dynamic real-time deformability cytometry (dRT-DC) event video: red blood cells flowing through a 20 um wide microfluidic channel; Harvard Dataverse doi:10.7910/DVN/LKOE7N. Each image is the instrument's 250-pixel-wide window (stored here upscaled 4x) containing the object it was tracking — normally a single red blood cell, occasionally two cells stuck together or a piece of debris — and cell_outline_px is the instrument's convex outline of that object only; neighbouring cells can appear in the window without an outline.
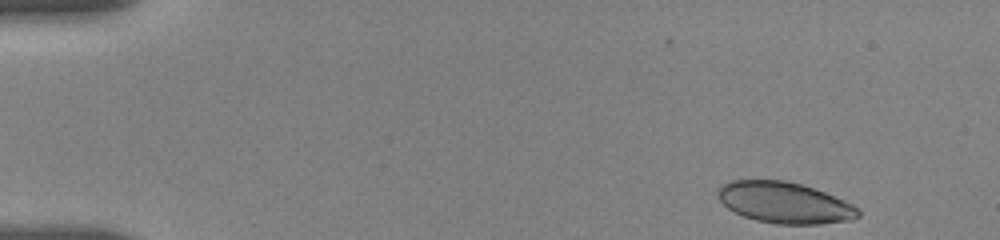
{"species": "human", "species_latin": "Homo sapiens", "temperature_condition": "room temperature", "stored_images_in_passage": 14, "camera_frame_rate_fps": 3000, "um_per_image_px": 0.085, "donor": {"sex": "female"}, "frame": {"image": 1, "passage_image": 1, "time_ms": 0.0, "image_size_px": [1000, 240], "cell_outline_px": [[860, 216], [852, 220], [820, 224], [776, 224], [756, 220], [744, 216], [728, 208], [720, 200], [716, 192], [720, 184], [732, 180], [784, 180], [800, 184], [824, 192], [844, 200], [860, 208]], "centroid_in_image_um": [66.69, 17.23], "position_along_channel_um": 18.3, "area_um2": 33.7}}
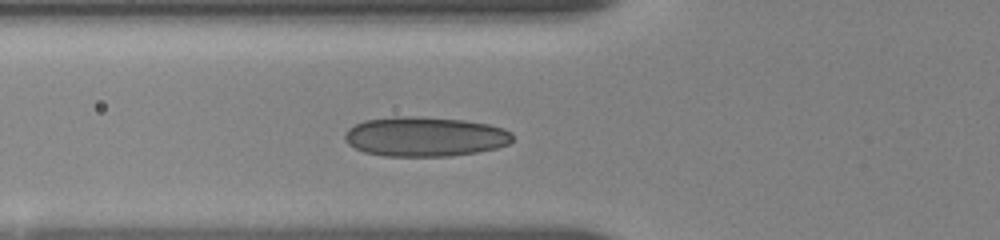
{"frame": {"image": 2, "passage_image": 12, "time_ms": 5.0, "image_size_px": [1000, 240], "cell_outline_px": [[512, 140], [508, 144], [496, 148], [476, 152], [452, 156], [384, 156], [364, 152], [348, 144], [344, 140], [344, 136], [348, 128], [364, 120], [392, 116], [420, 116], [464, 120], [488, 124], [504, 128], [512, 132]], "centroid_in_image_um": [36.1, 11.6], "position_along_channel_um": 89.7, "area_um2": 39.02}}
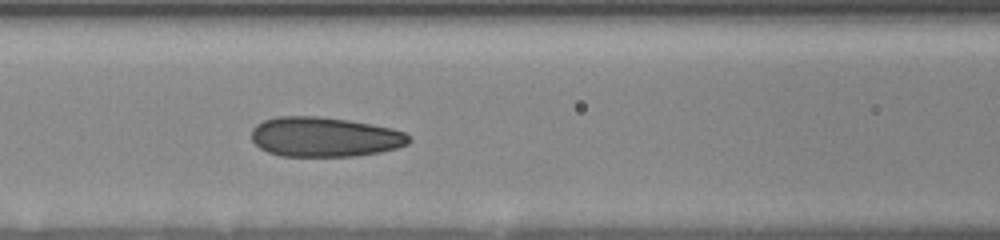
{"frame": {"image": 3, "passage_image": 14, "time_ms": 6.333, "image_size_px": [1000, 240], "cell_outline_px": [[412, 140], [408, 144], [396, 148], [380, 152], [356, 156], [280, 156], [268, 152], [260, 148], [252, 140], [252, 128], [256, 124], [264, 120], [276, 116], [320, 116], [348, 120], [392, 128], [404, 132]], "centroid_in_image_um": [27.58, 11.64], "position_along_channel_um": 139.0, "area_um2": 36.59}}